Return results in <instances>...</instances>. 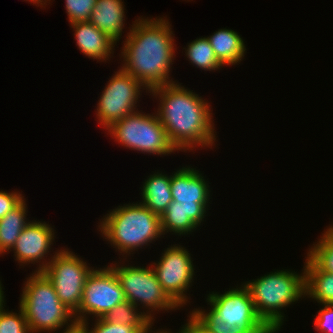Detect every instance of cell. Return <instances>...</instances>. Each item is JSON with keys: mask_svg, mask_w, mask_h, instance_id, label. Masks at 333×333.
I'll use <instances>...</instances> for the list:
<instances>
[{"mask_svg": "<svg viewBox=\"0 0 333 333\" xmlns=\"http://www.w3.org/2000/svg\"><path fill=\"white\" fill-rule=\"evenodd\" d=\"M174 35L170 23L160 18L134 21L124 41L122 69L140 81L146 92L173 83L170 68L175 59Z\"/></svg>", "mask_w": 333, "mask_h": 333, "instance_id": "cell-1", "label": "cell"}, {"mask_svg": "<svg viewBox=\"0 0 333 333\" xmlns=\"http://www.w3.org/2000/svg\"><path fill=\"white\" fill-rule=\"evenodd\" d=\"M149 93L160 100L156 114L177 151L212 147L216 135L212 110L205 99L176 82L153 88Z\"/></svg>", "mask_w": 333, "mask_h": 333, "instance_id": "cell-2", "label": "cell"}, {"mask_svg": "<svg viewBox=\"0 0 333 333\" xmlns=\"http://www.w3.org/2000/svg\"><path fill=\"white\" fill-rule=\"evenodd\" d=\"M211 309H195L192 315L210 333H277L280 326H267L258 316L249 290L245 285L231 288L224 294L207 295Z\"/></svg>", "mask_w": 333, "mask_h": 333, "instance_id": "cell-3", "label": "cell"}, {"mask_svg": "<svg viewBox=\"0 0 333 333\" xmlns=\"http://www.w3.org/2000/svg\"><path fill=\"white\" fill-rule=\"evenodd\" d=\"M98 226L102 237L123 255H130L163 235L160 215L153 213L141 202L113 209Z\"/></svg>", "mask_w": 333, "mask_h": 333, "instance_id": "cell-4", "label": "cell"}, {"mask_svg": "<svg viewBox=\"0 0 333 333\" xmlns=\"http://www.w3.org/2000/svg\"><path fill=\"white\" fill-rule=\"evenodd\" d=\"M31 275L24 283L19 304L30 333L52 332L65 325L64 332L75 328L74 314L60 301L51 280L43 271Z\"/></svg>", "mask_w": 333, "mask_h": 333, "instance_id": "cell-5", "label": "cell"}, {"mask_svg": "<svg viewBox=\"0 0 333 333\" xmlns=\"http://www.w3.org/2000/svg\"><path fill=\"white\" fill-rule=\"evenodd\" d=\"M249 290L258 316L267 326H282L281 309L305 296V269L302 274L295 271L277 270L256 280L244 283Z\"/></svg>", "mask_w": 333, "mask_h": 333, "instance_id": "cell-6", "label": "cell"}, {"mask_svg": "<svg viewBox=\"0 0 333 333\" xmlns=\"http://www.w3.org/2000/svg\"><path fill=\"white\" fill-rule=\"evenodd\" d=\"M137 110L113 122L105 130L115 141L131 150L157 155L177 151L170 143L157 114H145Z\"/></svg>", "mask_w": 333, "mask_h": 333, "instance_id": "cell-7", "label": "cell"}, {"mask_svg": "<svg viewBox=\"0 0 333 333\" xmlns=\"http://www.w3.org/2000/svg\"><path fill=\"white\" fill-rule=\"evenodd\" d=\"M115 272L125 299L138 308L140 304L149 309L145 315L154 322L152 313L157 310H175L180 307L162 288L154 269L139 266L109 265ZM140 302V303H139ZM139 303V304H138ZM151 310V311H150ZM151 312V313H150Z\"/></svg>", "mask_w": 333, "mask_h": 333, "instance_id": "cell-8", "label": "cell"}, {"mask_svg": "<svg viewBox=\"0 0 333 333\" xmlns=\"http://www.w3.org/2000/svg\"><path fill=\"white\" fill-rule=\"evenodd\" d=\"M43 270L51 280L60 301L75 314L82 300L86 278L93 270L68 249L55 252Z\"/></svg>", "mask_w": 333, "mask_h": 333, "instance_id": "cell-9", "label": "cell"}, {"mask_svg": "<svg viewBox=\"0 0 333 333\" xmlns=\"http://www.w3.org/2000/svg\"><path fill=\"white\" fill-rule=\"evenodd\" d=\"M125 300L124 292L113 269L110 266L103 269L93 268L86 278L81 305L74 314V319L79 325L87 321L86 314L101 318Z\"/></svg>", "mask_w": 333, "mask_h": 333, "instance_id": "cell-10", "label": "cell"}, {"mask_svg": "<svg viewBox=\"0 0 333 333\" xmlns=\"http://www.w3.org/2000/svg\"><path fill=\"white\" fill-rule=\"evenodd\" d=\"M141 89H147L140 81L122 68L107 82L97 105L99 124L108 128L113 122L135 112Z\"/></svg>", "mask_w": 333, "mask_h": 333, "instance_id": "cell-11", "label": "cell"}, {"mask_svg": "<svg viewBox=\"0 0 333 333\" xmlns=\"http://www.w3.org/2000/svg\"><path fill=\"white\" fill-rule=\"evenodd\" d=\"M192 261L189 251L177 244L167 247L158 263L151 264L158 282L180 308L187 303L185 293L194 280Z\"/></svg>", "mask_w": 333, "mask_h": 333, "instance_id": "cell-12", "label": "cell"}, {"mask_svg": "<svg viewBox=\"0 0 333 333\" xmlns=\"http://www.w3.org/2000/svg\"><path fill=\"white\" fill-rule=\"evenodd\" d=\"M198 170L182 167L170 175L172 199L179 202L188 216L197 226L204 221L209 202V185Z\"/></svg>", "mask_w": 333, "mask_h": 333, "instance_id": "cell-13", "label": "cell"}, {"mask_svg": "<svg viewBox=\"0 0 333 333\" xmlns=\"http://www.w3.org/2000/svg\"><path fill=\"white\" fill-rule=\"evenodd\" d=\"M54 238V229L49 224L39 220L31 221L23 229L12 248L15 260H18L21 265L39 262L41 264L36 271H43L49 263L44 257L51 249Z\"/></svg>", "mask_w": 333, "mask_h": 333, "instance_id": "cell-14", "label": "cell"}, {"mask_svg": "<svg viewBox=\"0 0 333 333\" xmlns=\"http://www.w3.org/2000/svg\"><path fill=\"white\" fill-rule=\"evenodd\" d=\"M76 45L89 58L105 61L113 54L116 42L89 21L71 23ZM114 45V46H113Z\"/></svg>", "mask_w": 333, "mask_h": 333, "instance_id": "cell-15", "label": "cell"}, {"mask_svg": "<svg viewBox=\"0 0 333 333\" xmlns=\"http://www.w3.org/2000/svg\"><path fill=\"white\" fill-rule=\"evenodd\" d=\"M122 0H96L88 20L116 43L124 29L125 11Z\"/></svg>", "mask_w": 333, "mask_h": 333, "instance_id": "cell-16", "label": "cell"}, {"mask_svg": "<svg viewBox=\"0 0 333 333\" xmlns=\"http://www.w3.org/2000/svg\"><path fill=\"white\" fill-rule=\"evenodd\" d=\"M305 269V296L322 304H333V273L322 270L308 255Z\"/></svg>", "mask_w": 333, "mask_h": 333, "instance_id": "cell-17", "label": "cell"}, {"mask_svg": "<svg viewBox=\"0 0 333 333\" xmlns=\"http://www.w3.org/2000/svg\"><path fill=\"white\" fill-rule=\"evenodd\" d=\"M148 177L145 179L142 186L141 203L148 207L153 213L161 216L173 201L170 176L162 172H155Z\"/></svg>", "mask_w": 333, "mask_h": 333, "instance_id": "cell-18", "label": "cell"}, {"mask_svg": "<svg viewBox=\"0 0 333 333\" xmlns=\"http://www.w3.org/2000/svg\"><path fill=\"white\" fill-rule=\"evenodd\" d=\"M217 59L223 65H235L242 61L246 48L241 36L231 29H219L207 37Z\"/></svg>", "mask_w": 333, "mask_h": 333, "instance_id": "cell-19", "label": "cell"}, {"mask_svg": "<svg viewBox=\"0 0 333 333\" xmlns=\"http://www.w3.org/2000/svg\"><path fill=\"white\" fill-rule=\"evenodd\" d=\"M25 199L0 220V255L8 253L16 244L23 229L31 222L26 220ZM8 251V252H7Z\"/></svg>", "mask_w": 333, "mask_h": 333, "instance_id": "cell-20", "label": "cell"}, {"mask_svg": "<svg viewBox=\"0 0 333 333\" xmlns=\"http://www.w3.org/2000/svg\"><path fill=\"white\" fill-rule=\"evenodd\" d=\"M185 49L189 61L202 70L215 71L224 65L217 59L207 37H201L190 42Z\"/></svg>", "mask_w": 333, "mask_h": 333, "instance_id": "cell-21", "label": "cell"}, {"mask_svg": "<svg viewBox=\"0 0 333 333\" xmlns=\"http://www.w3.org/2000/svg\"><path fill=\"white\" fill-rule=\"evenodd\" d=\"M179 202L172 201L160 216L163 235L174 232L177 235H187L197 229V225L185 214Z\"/></svg>", "mask_w": 333, "mask_h": 333, "instance_id": "cell-22", "label": "cell"}, {"mask_svg": "<svg viewBox=\"0 0 333 333\" xmlns=\"http://www.w3.org/2000/svg\"><path fill=\"white\" fill-rule=\"evenodd\" d=\"M137 307L128 300L116 305L107 312L102 318L109 323H117L136 328H152L153 322L145 315V312H139Z\"/></svg>", "mask_w": 333, "mask_h": 333, "instance_id": "cell-23", "label": "cell"}, {"mask_svg": "<svg viewBox=\"0 0 333 333\" xmlns=\"http://www.w3.org/2000/svg\"><path fill=\"white\" fill-rule=\"evenodd\" d=\"M307 255L324 271L333 273V226L313 244Z\"/></svg>", "mask_w": 333, "mask_h": 333, "instance_id": "cell-24", "label": "cell"}, {"mask_svg": "<svg viewBox=\"0 0 333 333\" xmlns=\"http://www.w3.org/2000/svg\"><path fill=\"white\" fill-rule=\"evenodd\" d=\"M0 333H30L23 310L19 313L8 312L4 308L0 311Z\"/></svg>", "mask_w": 333, "mask_h": 333, "instance_id": "cell-25", "label": "cell"}, {"mask_svg": "<svg viewBox=\"0 0 333 333\" xmlns=\"http://www.w3.org/2000/svg\"><path fill=\"white\" fill-rule=\"evenodd\" d=\"M84 333H144L148 328H136L117 323L106 322L102 317L96 318L94 328L89 331L88 320L79 324Z\"/></svg>", "mask_w": 333, "mask_h": 333, "instance_id": "cell-26", "label": "cell"}, {"mask_svg": "<svg viewBox=\"0 0 333 333\" xmlns=\"http://www.w3.org/2000/svg\"><path fill=\"white\" fill-rule=\"evenodd\" d=\"M65 3L68 20L74 23L90 19L96 0H65Z\"/></svg>", "mask_w": 333, "mask_h": 333, "instance_id": "cell-27", "label": "cell"}, {"mask_svg": "<svg viewBox=\"0 0 333 333\" xmlns=\"http://www.w3.org/2000/svg\"><path fill=\"white\" fill-rule=\"evenodd\" d=\"M314 329L321 333H333V304H323L314 322Z\"/></svg>", "mask_w": 333, "mask_h": 333, "instance_id": "cell-28", "label": "cell"}, {"mask_svg": "<svg viewBox=\"0 0 333 333\" xmlns=\"http://www.w3.org/2000/svg\"><path fill=\"white\" fill-rule=\"evenodd\" d=\"M24 196L19 192L0 191V220L9 212L16 208L22 201Z\"/></svg>", "mask_w": 333, "mask_h": 333, "instance_id": "cell-29", "label": "cell"}, {"mask_svg": "<svg viewBox=\"0 0 333 333\" xmlns=\"http://www.w3.org/2000/svg\"><path fill=\"white\" fill-rule=\"evenodd\" d=\"M188 323L183 325L178 333H210L208 329L198 321L192 314L189 316Z\"/></svg>", "mask_w": 333, "mask_h": 333, "instance_id": "cell-30", "label": "cell"}, {"mask_svg": "<svg viewBox=\"0 0 333 333\" xmlns=\"http://www.w3.org/2000/svg\"><path fill=\"white\" fill-rule=\"evenodd\" d=\"M2 284H1V281H0V311L4 308V304H5V301H4V292H3V289H2ZM4 303V304H3Z\"/></svg>", "mask_w": 333, "mask_h": 333, "instance_id": "cell-31", "label": "cell"}, {"mask_svg": "<svg viewBox=\"0 0 333 333\" xmlns=\"http://www.w3.org/2000/svg\"><path fill=\"white\" fill-rule=\"evenodd\" d=\"M62 333H84L83 331H82V329L80 328V326L79 325H77L75 328H73L72 330H70V331H67V332H62Z\"/></svg>", "mask_w": 333, "mask_h": 333, "instance_id": "cell-32", "label": "cell"}, {"mask_svg": "<svg viewBox=\"0 0 333 333\" xmlns=\"http://www.w3.org/2000/svg\"><path fill=\"white\" fill-rule=\"evenodd\" d=\"M152 329L148 328L144 333H150ZM154 333H170L169 331H165V330H160L159 332H154Z\"/></svg>", "mask_w": 333, "mask_h": 333, "instance_id": "cell-33", "label": "cell"}, {"mask_svg": "<svg viewBox=\"0 0 333 333\" xmlns=\"http://www.w3.org/2000/svg\"><path fill=\"white\" fill-rule=\"evenodd\" d=\"M42 7H44L43 5H45L48 1L51 0H36Z\"/></svg>", "mask_w": 333, "mask_h": 333, "instance_id": "cell-34", "label": "cell"}, {"mask_svg": "<svg viewBox=\"0 0 333 333\" xmlns=\"http://www.w3.org/2000/svg\"><path fill=\"white\" fill-rule=\"evenodd\" d=\"M25 1V0H24ZM26 1H28V2H33V4H35V5H38V6H40L41 7V5L36 1V0H26ZM37 3V4H36Z\"/></svg>", "mask_w": 333, "mask_h": 333, "instance_id": "cell-35", "label": "cell"}]
</instances>
